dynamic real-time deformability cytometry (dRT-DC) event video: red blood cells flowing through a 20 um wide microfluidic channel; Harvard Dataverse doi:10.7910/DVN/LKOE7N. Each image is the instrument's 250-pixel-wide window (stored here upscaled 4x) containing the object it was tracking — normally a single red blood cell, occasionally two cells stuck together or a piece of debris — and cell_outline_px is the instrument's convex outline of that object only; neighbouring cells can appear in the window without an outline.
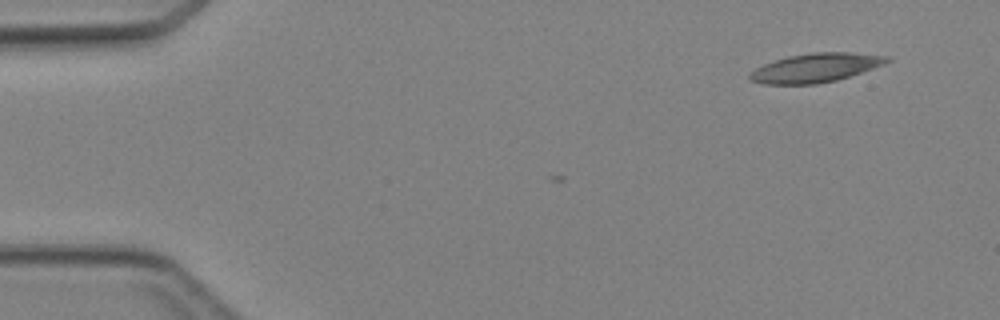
{"species": "Egyptian fruit bat (a non-hibernating species)", "species_latin": "Rousettus aegyptiacus", "temperature_condition": "cold", "stored_images_in_passage": 2, "camera_frame_rate_fps": 3000, "um_per_image_px": 0.085, "animal": {"sex": "female"}, "frame": {"image": 1, "passage_image": 2, "time_ms": 1.0, "image_size_px": [1000, 320], "cell_outline_px": [[892, 60], [884, 64], [836, 80], [816, 84], [764, 84], [752, 80], [748, 76], [756, 68], [764, 64], [788, 56], [812, 52], [852, 52], [892, 56]], "centroid_in_image_um": [69.37, 5.74], "position_along_channel_um": 15.6, "area_um2": 22.95}}